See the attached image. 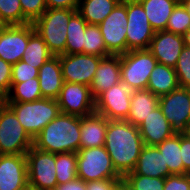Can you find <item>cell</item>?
Listing matches in <instances>:
<instances>
[{
  "label": "cell",
  "instance_id": "1",
  "mask_svg": "<svg viewBox=\"0 0 190 190\" xmlns=\"http://www.w3.org/2000/svg\"><path fill=\"white\" fill-rule=\"evenodd\" d=\"M104 146L123 177L134 170L144 143L138 126L127 120H108Z\"/></svg>",
  "mask_w": 190,
  "mask_h": 190
},
{
  "label": "cell",
  "instance_id": "2",
  "mask_svg": "<svg viewBox=\"0 0 190 190\" xmlns=\"http://www.w3.org/2000/svg\"><path fill=\"white\" fill-rule=\"evenodd\" d=\"M81 117L60 113L34 138L33 146L54 154L75 152L80 145Z\"/></svg>",
  "mask_w": 190,
  "mask_h": 190
},
{
  "label": "cell",
  "instance_id": "3",
  "mask_svg": "<svg viewBox=\"0 0 190 190\" xmlns=\"http://www.w3.org/2000/svg\"><path fill=\"white\" fill-rule=\"evenodd\" d=\"M34 139L60 113L57 99L42 98L32 102H4Z\"/></svg>",
  "mask_w": 190,
  "mask_h": 190
},
{
  "label": "cell",
  "instance_id": "4",
  "mask_svg": "<svg viewBox=\"0 0 190 190\" xmlns=\"http://www.w3.org/2000/svg\"><path fill=\"white\" fill-rule=\"evenodd\" d=\"M77 9H47L34 23V28L54 55L65 54L67 24Z\"/></svg>",
  "mask_w": 190,
  "mask_h": 190
},
{
  "label": "cell",
  "instance_id": "5",
  "mask_svg": "<svg viewBox=\"0 0 190 190\" xmlns=\"http://www.w3.org/2000/svg\"><path fill=\"white\" fill-rule=\"evenodd\" d=\"M77 178L84 182L105 179H122L113 166L105 146L77 151Z\"/></svg>",
  "mask_w": 190,
  "mask_h": 190
},
{
  "label": "cell",
  "instance_id": "6",
  "mask_svg": "<svg viewBox=\"0 0 190 190\" xmlns=\"http://www.w3.org/2000/svg\"><path fill=\"white\" fill-rule=\"evenodd\" d=\"M121 82L132 90L148 87L150 74L158 61L148 49L131 50L120 55Z\"/></svg>",
  "mask_w": 190,
  "mask_h": 190
},
{
  "label": "cell",
  "instance_id": "7",
  "mask_svg": "<svg viewBox=\"0 0 190 190\" xmlns=\"http://www.w3.org/2000/svg\"><path fill=\"white\" fill-rule=\"evenodd\" d=\"M33 142L15 113L4 103L0 107V154H26Z\"/></svg>",
  "mask_w": 190,
  "mask_h": 190
},
{
  "label": "cell",
  "instance_id": "8",
  "mask_svg": "<svg viewBox=\"0 0 190 190\" xmlns=\"http://www.w3.org/2000/svg\"><path fill=\"white\" fill-rule=\"evenodd\" d=\"M28 184L36 190H54L57 183L55 154L32 146L25 154Z\"/></svg>",
  "mask_w": 190,
  "mask_h": 190
},
{
  "label": "cell",
  "instance_id": "9",
  "mask_svg": "<svg viewBox=\"0 0 190 190\" xmlns=\"http://www.w3.org/2000/svg\"><path fill=\"white\" fill-rule=\"evenodd\" d=\"M127 7V52L148 49L155 34L147 15L138 0H122Z\"/></svg>",
  "mask_w": 190,
  "mask_h": 190
},
{
  "label": "cell",
  "instance_id": "10",
  "mask_svg": "<svg viewBox=\"0 0 190 190\" xmlns=\"http://www.w3.org/2000/svg\"><path fill=\"white\" fill-rule=\"evenodd\" d=\"M127 7L121 1L98 25L107 50L111 54L127 52Z\"/></svg>",
  "mask_w": 190,
  "mask_h": 190
},
{
  "label": "cell",
  "instance_id": "11",
  "mask_svg": "<svg viewBox=\"0 0 190 190\" xmlns=\"http://www.w3.org/2000/svg\"><path fill=\"white\" fill-rule=\"evenodd\" d=\"M158 106L176 133L190 125V89L178 87L160 96Z\"/></svg>",
  "mask_w": 190,
  "mask_h": 190
},
{
  "label": "cell",
  "instance_id": "12",
  "mask_svg": "<svg viewBox=\"0 0 190 190\" xmlns=\"http://www.w3.org/2000/svg\"><path fill=\"white\" fill-rule=\"evenodd\" d=\"M132 89L119 82L95 99V112L108 120H126L131 103Z\"/></svg>",
  "mask_w": 190,
  "mask_h": 190
},
{
  "label": "cell",
  "instance_id": "13",
  "mask_svg": "<svg viewBox=\"0 0 190 190\" xmlns=\"http://www.w3.org/2000/svg\"><path fill=\"white\" fill-rule=\"evenodd\" d=\"M64 82L90 86L102 57L89 54L58 55Z\"/></svg>",
  "mask_w": 190,
  "mask_h": 190
},
{
  "label": "cell",
  "instance_id": "14",
  "mask_svg": "<svg viewBox=\"0 0 190 190\" xmlns=\"http://www.w3.org/2000/svg\"><path fill=\"white\" fill-rule=\"evenodd\" d=\"M61 113L84 117L95 112L90 86L64 82L57 98Z\"/></svg>",
  "mask_w": 190,
  "mask_h": 190
},
{
  "label": "cell",
  "instance_id": "15",
  "mask_svg": "<svg viewBox=\"0 0 190 190\" xmlns=\"http://www.w3.org/2000/svg\"><path fill=\"white\" fill-rule=\"evenodd\" d=\"M34 31L33 23L8 25L0 37V58L11 65L18 63Z\"/></svg>",
  "mask_w": 190,
  "mask_h": 190
},
{
  "label": "cell",
  "instance_id": "16",
  "mask_svg": "<svg viewBox=\"0 0 190 190\" xmlns=\"http://www.w3.org/2000/svg\"><path fill=\"white\" fill-rule=\"evenodd\" d=\"M28 185L25 154H0V190H19Z\"/></svg>",
  "mask_w": 190,
  "mask_h": 190
},
{
  "label": "cell",
  "instance_id": "17",
  "mask_svg": "<svg viewBox=\"0 0 190 190\" xmlns=\"http://www.w3.org/2000/svg\"><path fill=\"white\" fill-rule=\"evenodd\" d=\"M183 47V35L163 30L155 32L148 50L158 63L174 68Z\"/></svg>",
  "mask_w": 190,
  "mask_h": 190
},
{
  "label": "cell",
  "instance_id": "18",
  "mask_svg": "<svg viewBox=\"0 0 190 190\" xmlns=\"http://www.w3.org/2000/svg\"><path fill=\"white\" fill-rule=\"evenodd\" d=\"M120 54H110L101 58L90 85V91L94 99L101 93L121 82Z\"/></svg>",
  "mask_w": 190,
  "mask_h": 190
},
{
  "label": "cell",
  "instance_id": "19",
  "mask_svg": "<svg viewBox=\"0 0 190 190\" xmlns=\"http://www.w3.org/2000/svg\"><path fill=\"white\" fill-rule=\"evenodd\" d=\"M138 129L144 145L153 146L162 143L176 133L159 106L140 123Z\"/></svg>",
  "mask_w": 190,
  "mask_h": 190
},
{
  "label": "cell",
  "instance_id": "20",
  "mask_svg": "<svg viewBox=\"0 0 190 190\" xmlns=\"http://www.w3.org/2000/svg\"><path fill=\"white\" fill-rule=\"evenodd\" d=\"M127 174H139L158 178H166L172 175L167 164L164 163L162 153L153 145H144L142 147L134 170Z\"/></svg>",
  "mask_w": 190,
  "mask_h": 190
},
{
  "label": "cell",
  "instance_id": "21",
  "mask_svg": "<svg viewBox=\"0 0 190 190\" xmlns=\"http://www.w3.org/2000/svg\"><path fill=\"white\" fill-rule=\"evenodd\" d=\"M108 119L96 112L81 117L79 149L104 146Z\"/></svg>",
  "mask_w": 190,
  "mask_h": 190
},
{
  "label": "cell",
  "instance_id": "22",
  "mask_svg": "<svg viewBox=\"0 0 190 190\" xmlns=\"http://www.w3.org/2000/svg\"><path fill=\"white\" fill-rule=\"evenodd\" d=\"M38 80L43 98H58L64 83L59 56L51 57L39 68Z\"/></svg>",
  "mask_w": 190,
  "mask_h": 190
},
{
  "label": "cell",
  "instance_id": "23",
  "mask_svg": "<svg viewBox=\"0 0 190 190\" xmlns=\"http://www.w3.org/2000/svg\"><path fill=\"white\" fill-rule=\"evenodd\" d=\"M159 97L150 90H133L131 94L130 111L126 118L134 126L140 123L158 107Z\"/></svg>",
  "mask_w": 190,
  "mask_h": 190
},
{
  "label": "cell",
  "instance_id": "24",
  "mask_svg": "<svg viewBox=\"0 0 190 190\" xmlns=\"http://www.w3.org/2000/svg\"><path fill=\"white\" fill-rule=\"evenodd\" d=\"M149 20L154 31L166 30V25L177 0H138Z\"/></svg>",
  "mask_w": 190,
  "mask_h": 190
},
{
  "label": "cell",
  "instance_id": "25",
  "mask_svg": "<svg viewBox=\"0 0 190 190\" xmlns=\"http://www.w3.org/2000/svg\"><path fill=\"white\" fill-rule=\"evenodd\" d=\"M179 87L173 67L157 63L150 74L147 90L160 97Z\"/></svg>",
  "mask_w": 190,
  "mask_h": 190
},
{
  "label": "cell",
  "instance_id": "26",
  "mask_svg": "<svg viewBox=\"0 0 190 190\" xmlns=\"http://www.w3.org/2000/svg\"><path fill=\"white\" fill-rule=\"evenodd\" d=\"M122 0H80L77 11L92 25H99Z\"/></svg>",
  "mask_w": 190,
  "mask_h": 190
},
{
  "label": "cell",
  "instance_id": "27",
  "mask_svg": "<svg viewBox=\"0 0 190 190\" xmlns=\"http://www.w3.org/2000/svg\"><path fill=\"white\" fill-rule=\"evenodd\" d=\"M88 23L76 11L67 24L65 54H84V32Z\"/></svg>",
  "mask_w": 190,
  "mask_h": 190
},
{
  "label": "cell",
  "instance_id": "28",
  "mask_svg": "<svg viewBox=\"0 0 190 190\" xmlns=\"http://www.w3.org/2000/svg\"><path fill=\"white\" fill-rule=\"evenodd\" d=\"M156 147L163 155L164 163L167 164L171 174H184V165L180 151V133H175Z\"/></svg>",
  "mask_w": 190,
  "mask_h": 190
},
{
  "label": "cell",
  "instance_id": "29",
  "mask_svg": "<svg viewBox=\"0 0 190 190\" xmlns=\"http://www.w3.org/2000/svg\"><path fill=\"white\" fill-rule=\"evenodd\" d=\"M54 55L49 51L47 44L35 30L29 37L22 61L39 69Z\"/></svg>",
  "mask_w": 190,
  "mask_h": 190
},
{
  "label": "cell",
  "instance_id": "30",
  "mask_svg": "<svg viewBox=\"0 0 190 190\" xmlns=\"http://www.w3.org/2000/svg\"><path fill=\"white\" fill-rule=\"evenodd\" d=\"M42 92L38 77L31 78L21 83H11L9 93L4 102H32L42 99Z\"/></svg>",
  "mask_w": 190,
  "mask_h": 190
},
{
  "label": "cell",
  "instance_id": "31",
  "mask_svg": "<svg viewBox=\"0 0 190 190\" xmlns=\"http://www.w3.org/2000/svg\"><path fill=\"white\" fill-rule=\"evenodd\" d=\"M55 171L58 184L67 183L77 178V154L65 152L55 154Z\"/></svg>",
  "mask_w": 190,
  "mask_h": 190
},
{
  "label": "cell",
  "instance_id": "32",
  "mask_svg": "<svg viewBox=\"0 0 190 190\" xmlns=\"http://www.w3.org/2000/svg\"><path fill=\"white\" fill-rule=\"evenodd\" d=\"M84 54L96 55L99 57L111 54L105 46L98 25L88 24L86 27L84 32Z\"/></svg>",
  "mask_w": 190,
  "mask_h": 190
},
{
  "label": "cell",
  "instance_id": "33",
  "mask_svg": "<svg viewBox=\"0 0 190 190\" xmlns=\"http://www.w3.org/2000/svg\"><path fill=\"white\" fill-rule=\"evenodd\" d=\"M0 21L7 25L29 24L23 16L20 0H0Z\"/></svg>",
  "mask_w": 190,
  "mask_h": 190
},
{
  "label": "cell",
  "instance_id": "34",
  "mask_svg": "<svg viewBox=\"0 0 190 190\" xmlns=\"http://www.w3.org/2000/svg\"><path fill=\"white\" fill-rule=\"evenodd\" d=\"M122 179L132 190H164L165 178L125 174Z\"/></svg>",
  "mask_w": 190,
  "mask_h": 190
},
{
  "label": "cell",
  "instance_id": "35",
  "mask_svg": "<svg viewBox=\"0 0 190 190\" xmlns=\"http://www.w3.org/2000/svg\"><path fill=\"white\" fill-rule=\"evenodd\" d=\"M190 28V15L181 3H178L170 15L166 31L183 35Z\"/></svg>",
  "mask_w": 190,
  "mask_h": 190
},
{
  "label": "cell",
  "instance_id": "36",
  "mask_svg": "<svg viewBox=\"0 0 190 190\" xmlns=\"http://www.w3.org/2000/svg\"><path fill=\"white\" fill-rule=\"evenodd\" d=\"M179 87L190 89V48L184 46L174 67Z\"/></svg>",
  "mask_w": 190,
  "mask_h": 190
},
{
  "label": "cell",
  "instance_id": "37",
  "mask_svg": "<svg viewBox=\"0 0 190 190\" xmlns=\"http://www.w3.org/2000/svg\"><path fill=\"white\" fill-rule=\"evenodd\" d=\"M23 16L29 23H34L47 10L45 0H20Z\"/></svg>",
  "mask_w": 190,
  "mask_h": 190
},
{
  "label": "cell",
  "instance_id": "38",
  "mask_svg": "<svg viewBox=\"0 0 190 190\" xmlns=\"http://www.w3.org/2000/svg\"><path fill=\"white\" fill-rule=\"evenodd\" d=\"M39 69L20 60L18 63L12 65V79L11 83H21L31 78L38 77Z\"/></svg>",
  "mask_w": 190,
  "mask_h": 190
},
{
  "label": "cell",
  "instance_id": "39",
  "mask_svg": "<svg viewBox=\"0 0 190 190\" xmlns=\"http://www.w3.org/2000/svg\"><path fill=\"white\" fill-rule=\"evenodd\" d=\"M12 65L0 58V96L4 99L11 88Z\"/></svg>",
  "mask_w": 190,
  "mask_h": 190
},
{
  "label": "cell",
  "instance_id": "40",
  "mask_svg": "<svg viewBox=\"0 0 190 190\" xmlns=\"http://www.w3.org/2000/svg\"><path fill=\"white\" fill-rule=\"evenodd\" d=\"M164 190H190V181L186 174H172L165 178Z\"/></svg>",
  "mask_w": 190,
  "mask_h": 190
},
{
  "label": "cell",
  "instance_id": "41",
  "mask_svg": "<svg viewBox=\"0 0 190 190\" xmlns=\"http://www.w3.org/2000/svg\"><path fill=\"white\" fill-rule=\"evenodd\" d=\"M180 151L184 165V174H186L190 171V138L184 133H180Z\"/></svg>",
  "mask_w": 190,
  "mask_h": 190
},
{
  "label": "cell",
  "instance_id": "42",
  "mask_svg": "<svg viewBox=\"0 0 190 190\" xmlns=\"http://www.w3.org/2000/svg\"><path fill=\"white\" fill-rule=\"evenodd\" d=\"M121 179H105L86 182V190H114Z\"/></svg>",
  "mask_w": 190,
  "mask_h": 190
},
{
  "label": "cell",
  "instance_id": "43",
  "mask_svg": "<svg viewBox=\"0 0 190 190\" xmlns=\"http://www.w3.org/2000/svg\"><path fill=\"white\" fill-rule=\"evenodd\" d=\"M47 9H78L80 0H45Z\"/></svg>",
  "mask_w": 190,
  "mask_h": 190
},
{
  "label": "cell",
  "instance_id": "44",
  "mask_svg": "<svg viewBox=\"0 0 190 190\" xmlns=\"http://www.w3.org/2000/svg\"><path fill=\"white\" fill-rule=\"evenodd\" d=\"M54 190H86V182L80 178L63 184H57Z\"/></svg>",
  "mask_w": 190,
  "mask_h": 190
},
{
  "label": "cell",
  "instance_id": "45",
  "mask_svg": "<svg viewBox=\"0 0 190 190\" xmlns=\"http://www.w3.org/2000/svg\"><path fill=\"white\" fill-rule=\"evenodd\" d=\"M114 190H132L130 186L123 180L121 179L115 186Z\"/></svg>",
  "mask_w": 190,
  "mask_h": 190
},
{
  "label": "cell",
  "instance_id": "46",
  "mask_svg": "<svg viewBox=\"0 0 190 190\" xmlns=\"http://www.w3.org/2000/svg\"><path fill=\"white\" fill-rule=\"evenodd\" d=\"M184 46L190 48V28L183 34Z\"/></svg>",
  "mask_w": 190,
  "mask_h": 190
},
{
  "label": "cell",
  "instance_id": "47",
  "mask_svg": "<svg viewBox=\"0 0 190 190\" xmlns=\"http://www.w3.org/2000/svg\"><path fill=\"white\" fill-rule=\"evenodd\" d=\"M181 4L184 6L185 10L190 15V0H184V1L181 2Z\"/></svg>",
  "mask_w": 190,
  "mask_h": 190
},
{
  "label": "cell",
  "instance_id": "48",
  "mask_svg": "<svg viewBox=\"0 0 190 190\" xmlns=\"http://www.w3.org/2000/svg\"><path fill=\"white\" fill-rule=\"evenodd\" d=\"M8 25L2 21H0V37H1V34L3 33V31L5 30V28L7 27Z\"/></svg>",
  "mask_w": 190,
  "mask_h": 190
},
{
  "label": "cell",
  "instance_id": "49",
  "mask_svg": "<svg viewBox=\"0 0 190 190\" xmlns=\"http://www.w3.org/2000/svg\"><path fill=\"white\" fill-rule=\"evenodd\" d=\"M19 190H36V189L28 184V185H26L25 187H23V188H21Z\"/></svg>",
  "mask_w": 190,
  "mask_h": 190
},
{
  "label": "cell",
  "instance_id": "50",
  "mask_svg": "<svg viewBox=\"0 0 190 190\" xmlns=\"http://www.w3.org/2000/svg\"><path fill=\"white\" fill-rule=\"evenodd\" d=\"M183 133L186 134L190 138V125Z\"/></svg>",
  "mask_w": 190,
  "mask_h": 190
},
{
  "label": "cell",
  "instance_id": "51",
  "mask_svg": "<svg viewBox=\"0 0 190 190\" xmlns=\"http://www.w3.org/2000/svg\"><path fill=\"white\" fill-rule=\"evenodd\" d=\"M186 175H187V177H188V179H189V181H190V171H188V172L186 173Z\"/></svg>",
  "mask_w": 190,
  "mask_h": 190
},
{
  "label": "cell",
  "instance_id": "52",
  "mask_svg": "<svg viewBox=\"0 0 190 190\" xmlns=\"http://www.w3.org/2000/svg\"><path fill=\"white\" fill-rule=\"evenodd\" d=\"M0 103H4L3 98L0 96Z\"/></svg>",
  "mask_w": 190,
  "mask_h": 190
}]
</instances>
